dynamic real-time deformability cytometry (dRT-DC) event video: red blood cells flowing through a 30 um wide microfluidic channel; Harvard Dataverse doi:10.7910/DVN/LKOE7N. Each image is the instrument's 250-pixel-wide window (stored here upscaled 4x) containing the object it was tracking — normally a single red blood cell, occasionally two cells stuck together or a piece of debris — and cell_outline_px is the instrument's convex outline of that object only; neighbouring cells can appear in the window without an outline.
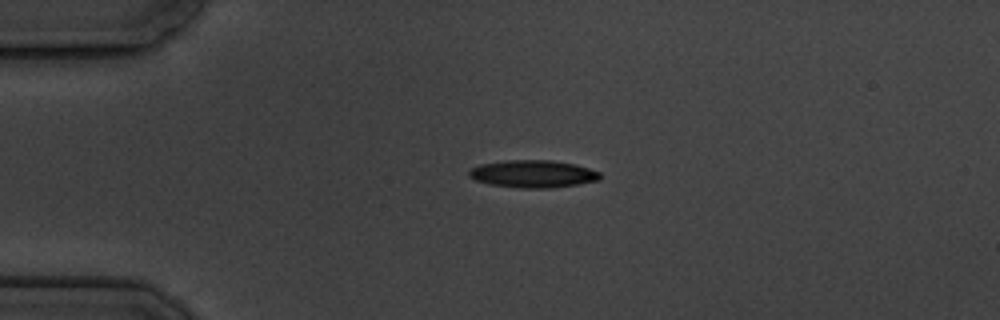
{"species": "common noctule bat (a hibernating species)", "species_latin": "Nyctalus noctula", "temperature_condition": "cold", "stored_images_in_passage": 4, "camera_frame_rate_fps": 3000, "um_per_image_px": 0.085, "animal": {"sex": "male", "body_mass_g": 19.5, "forearm_length_mm": 54.6}, "frame": {"image": 1, "passage_image": 2, "time_ms": 1.333, "image_size_px": [1000, 320], "cell_outline_px": [[600, 180], [580, 184], [552, 188], [520, 188], [488, 184], [476, 180], [468, 176], [468, 172], [472, 168], [480, 164], [508, 160], [552, 160], [576, 164], [600, 172]], "centroid_in_image_um": [45.32, 14.78], "position_along_channel_um": 39.7, "area_um2": 21.1}}
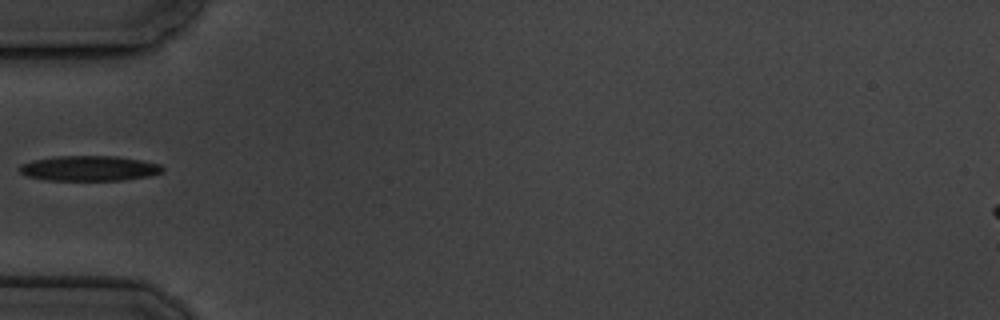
{"frame": {"image": 2, "passage_image": 4, "time_ms": 3.333, "image_size_px": [1000, 320], "cell_outline_px": [[164, 168], [160, 172], [148, 176], [120, 180], [48, 180], [24, 176], [20, 172], [20, 164], [32, 160], [56, 156], [116, 156], [140, 160], [160, 164]], "centroid_in_image_um": [7.53, 14.3], "position_along_channel_um": 77.5, "area_um2": 20.87}}